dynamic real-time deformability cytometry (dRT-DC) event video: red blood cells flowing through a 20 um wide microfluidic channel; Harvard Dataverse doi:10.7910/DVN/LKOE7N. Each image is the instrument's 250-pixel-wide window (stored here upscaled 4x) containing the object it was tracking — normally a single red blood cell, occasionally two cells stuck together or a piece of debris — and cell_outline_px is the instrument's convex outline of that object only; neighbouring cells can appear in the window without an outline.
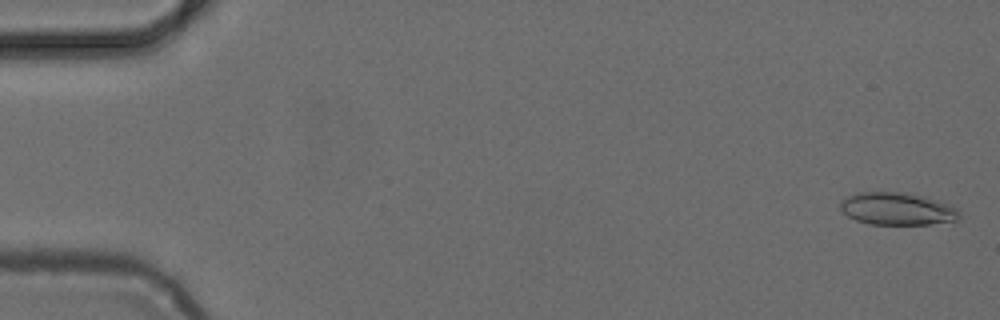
{"species": "common noctule bat (a hibernating species)", "species_latin": "Nyctalus noctula", "temperature_condition": "cold", "stored_images_in_passage": 53, "segment_of_instrument_passage": [1, 2], "camera_frame_rate_fps": 3000, "um_per_image_px": 0.085, "animal": {"sex": "female", "body_mass_g": 24.6, "forearm_length_mm": 56.2}, "frame": {"image": 1, "passage_image": 2, "time_ms": 0.333, "image_size_px": [1000, 320], "cell_outline_px": [[960, 220], [928, 224], [868, 224], [856, 220], [848, 216], [840, 208], [840, 200], [856, 192], [904, 192], [924, 196], [948, 204], [956, 208], [960, 212]], "centroid_in_image_um": [76.26, 17.74], "position_along_channel_um": 8.7, "area_um2": 22.6}}
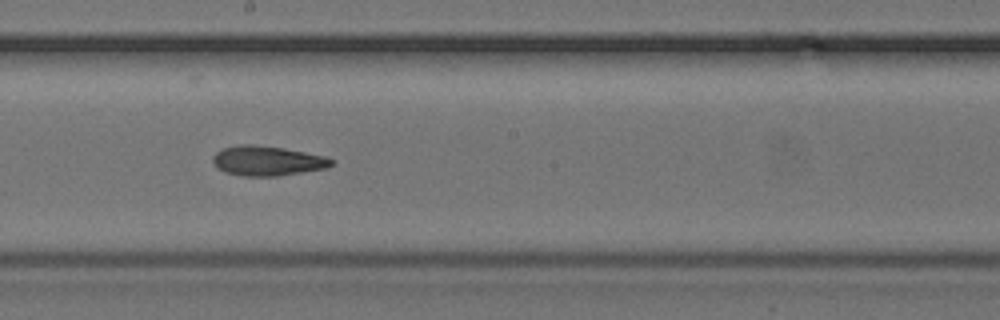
{"frame": {"image": 2, "passage_image": 29, "time_ms": 9.333, "image_size_px": [1000, 320], "cell_outline_px": [[336, 160], [328, 168], [276, 176], [240, 176], [224, 172], [216, 168], [212, 160], [212, 156], [216, 152], [224, 148], [236, 144], [252, 144], [284, 148], [324, 156]], "centroid_in_image_um": [22.69, 13.67], "position_along_channel_um": 225.5, "area_um2": 20.75}}
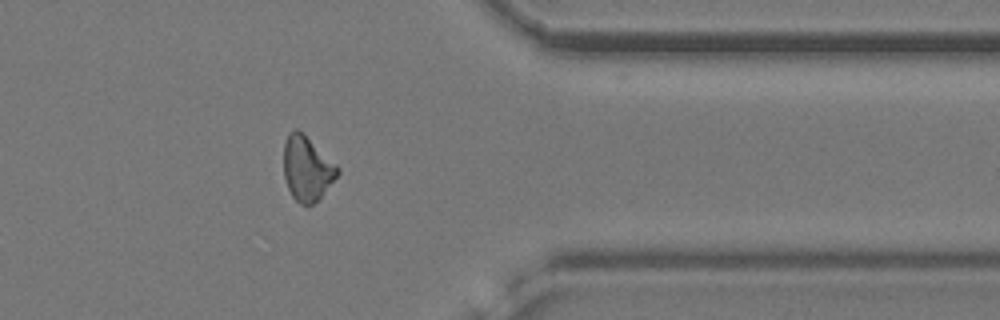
{"frame": {"image": 3, "passage_image": 42, "time_ms": 13.667, "image_size_px": [1000, 320], "cell_outline_px": [[340, 172], [320, 196], [312, 204], [300, 204], [292, 196], [288, 188], [284, 176], [284, 144], [288, 132], [292, 128], [296, 128], [304, 132], [340, 168]], "centroid_in_image_um": [26.08, 14.25], "position_along_channel_um": 385.3, "area_um2": 20.23}}